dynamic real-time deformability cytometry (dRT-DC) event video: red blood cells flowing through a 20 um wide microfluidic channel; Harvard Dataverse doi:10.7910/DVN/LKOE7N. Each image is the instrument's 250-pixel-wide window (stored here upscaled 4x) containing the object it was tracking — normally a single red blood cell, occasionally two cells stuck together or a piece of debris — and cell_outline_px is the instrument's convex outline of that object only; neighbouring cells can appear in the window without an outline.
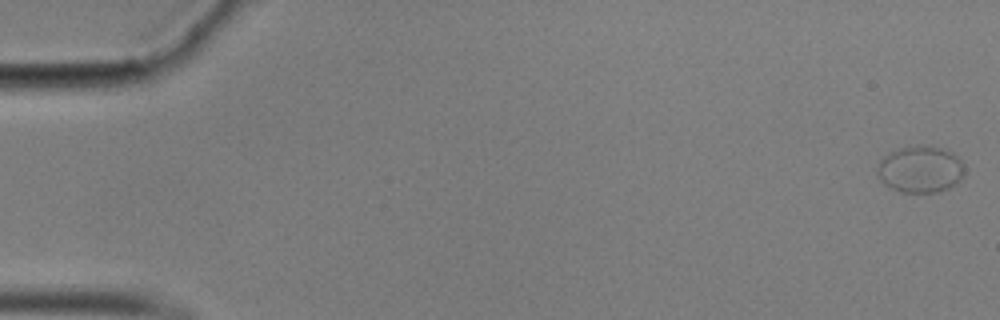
{"species": "common noctule bat (a hibernating species)", "species_latin": "Nyctalus noctula", "temperature_condition": "cold", "stored_images_in_passage": 57, "camera_frame_rate_fps": 3000, "um_per_image_px": 0.085, "animal": {"sex": "male", "body_mass_g": 17.9}, "frame": {"image": 1, "passage_image": 1, "time_ms": 0.0, "image_size_px": [1000, 320], "cell_outline_px": [[964, 172], [960, 180], [948, 188], [936, 192], [900, 192], [884, 184], [880, 180], [876, 172], [880, 160], [888, 152], [900, 148], [920, 144], [940, 148], [952, 152], [964, 164]], "centroid_in_image_um": [78.21, 14.38], "position_along_channel_um": 6.8, "area_um2": 23.81}}
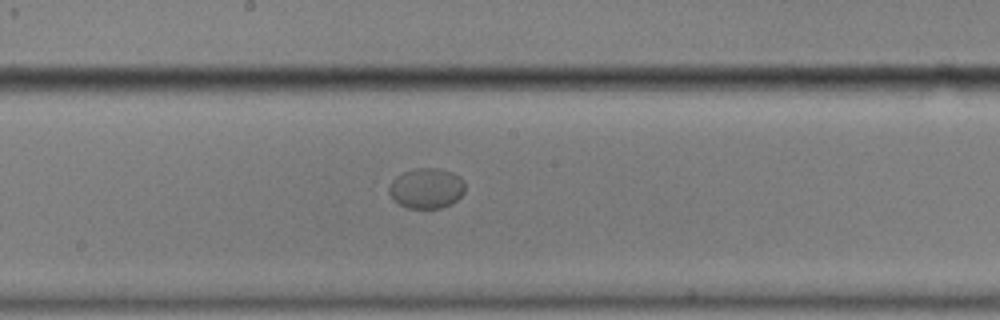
{"frame": {"image": 2, "passage_image": 31, "time_ms": 10.0, "image_size_px": [1000, 320], "cell_outline_px": [[464, 192], [452, 204], [440, 208], [408, 208], [392, 200], [388, 192], [388, 188], [392, 180], [396, 176], [412, 168], [440, 168], [452, 172], [460, 176], [464, 180]], "centroid_in_image_um": [36.24, 15.99], "position_along_channel_um": 212.0, "area_um2": 18.09}}
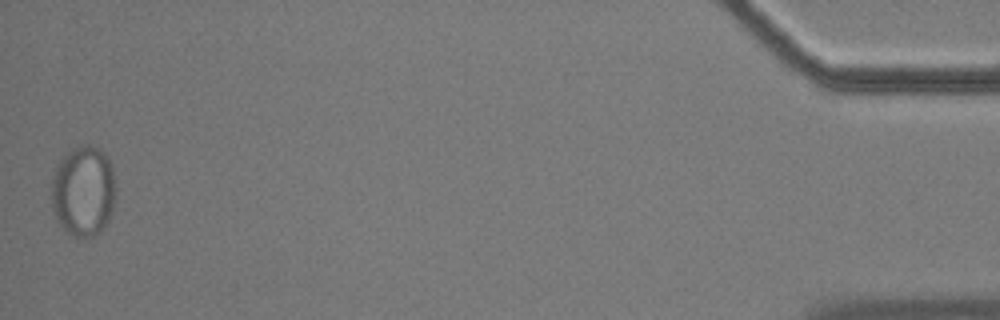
{"frame": {"image": 3, "passage_image": 57, "time_ms": 18.667, "image_size_px": [1000, 320], "cell_outline_px": [[116, 188], [112, 212], [104, 228], [92, 236], [72, 236], [60, 224], [52, 208], [52, 180], [56, 164], [72, 148], [84, 144], [88, 144], [100, 148], [108, 156], [112, 164]], "centroid_in_image_um": [7.11, 16.2], "position_along_channel_um": 428.1, "area_um2": 34.16}}